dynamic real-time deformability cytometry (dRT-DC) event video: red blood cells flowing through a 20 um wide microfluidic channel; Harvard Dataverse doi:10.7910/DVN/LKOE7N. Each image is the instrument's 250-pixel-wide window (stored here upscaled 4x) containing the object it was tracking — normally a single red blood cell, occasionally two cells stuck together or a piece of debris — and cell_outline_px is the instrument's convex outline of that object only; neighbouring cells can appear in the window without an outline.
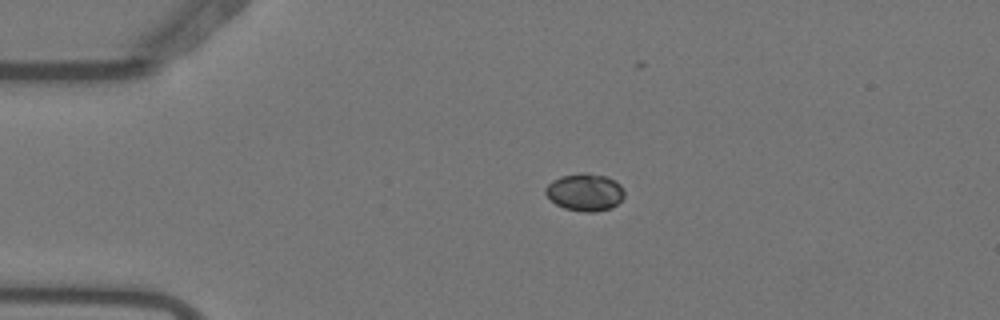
{"species": "Egyptian fruit bat (a non-hibernating species)", "species_latin": "Rousettus aegyptiacus", "temperature_condition": "warm", "stored_images_in_passage": 2, "camera_frame_rate_fps": 3000, "um_per_image_px": 0.085, "animal": {"sex": "female"}, "frame": {"image": 1, "passage_image": 1, "time_ms": 0.0, "image_size_px": [1000, 320], "cell_outline_px": [[624, 196], [612, 208], [596, 212], [584, 212], [564, 208], [556, 204], [544, 192], [544, 188], [552, 180], [560, 176], [580, 172], [588, 172], [604, 176], [616, 180], [624, 188]], "centroid_in_image_um": [49.72, 16.32], "position_along_channel_um": 35.3, "area_um2": 17.4}}